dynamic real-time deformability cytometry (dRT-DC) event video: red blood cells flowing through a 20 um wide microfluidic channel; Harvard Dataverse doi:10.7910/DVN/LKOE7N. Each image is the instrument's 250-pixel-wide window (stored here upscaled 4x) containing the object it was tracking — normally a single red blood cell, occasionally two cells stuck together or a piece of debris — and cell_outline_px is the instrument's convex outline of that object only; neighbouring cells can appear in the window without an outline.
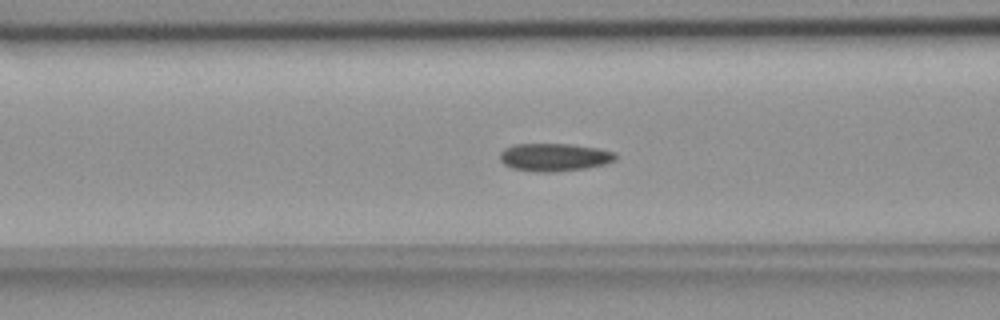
{"species": "common noctule bat (a hibernating species)", "species_latin": "Nyctalus noctula", "temperature_condition": "room temperature", "stored_images_in_passage": 44, "camera_frame_rate_fps": 3000, "um_per_image_px": 0.085, "animal": {"sex": "female", "body_mass_g": 18.4}, "frame": {"image": 1, "passage_image": 10, "time_ms": 3.0, "image_size_px": [1000, 320], "cell_outline_px": [[616, 160], [604, 164], [584, 168], [552, 172], [536, 172], [512, 168], [504, 164], [500, 160], [500, 152], [504, 148], [512, 144], [572, 144], [596, 148], [616, 152]], "centroid_in_image_um": [47.09, 13.35], "position_along_channel_um": 119.5, "area_um2": 18.79}}
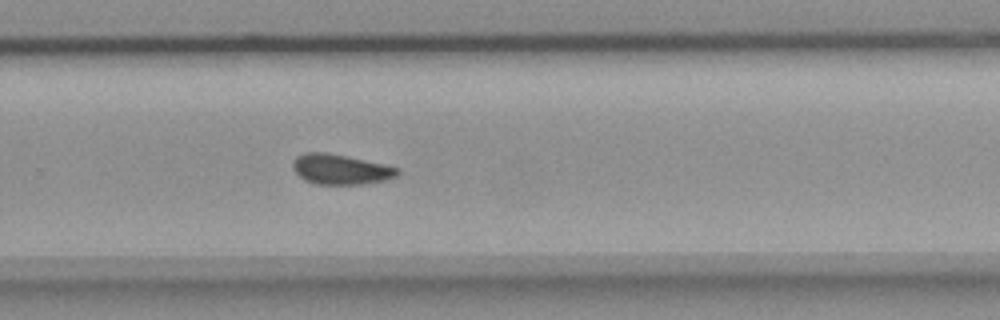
{"frame": {"image": 2, "passage_image": 25, "time_ms": 8.0, "image_size_px": [1000, 320], "cell_outline_px": [[400, 172], [396, 176], [384, 180], [364, 184], [316, 184], [304, 180], [296, 172], [292, 164], [296, 156], [304, 152], [328, 152], [348, 156], [384, 164], [400, 168]], "centroid_in_image_um": [28.95, 14.38], "position_along_channel_um": 300.8, "area_um2": 18.44}}
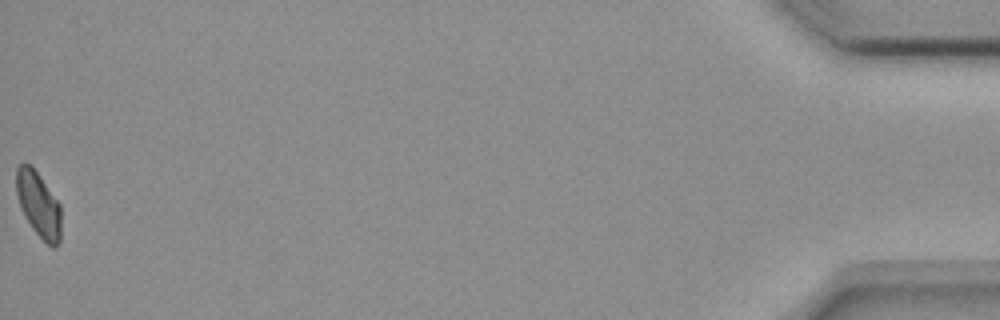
{"frame": {"image": 3, "passage_image": 44, "time_ms": 14.333, "image_size_px": [1000, 320], "cell_outline_px": [[60, 244], [56, 248], [52, 248], [32, 228], [24, 216], [20, 208], [16, 192], [16, 168], [24, 160], [32, 164], [60, 204]], "centroid_in_image_um": [3.26, 17.34], "position_along_channel_um": 431.9, "area_um2": 17.34}, "authors_computed_cell_mechanics": {"area_um2": 18.3804, "velocity_mm_per_s": 3.6362, "shape_relaxation_time_tau1_ms": null, "shape_relaxation_time_tau2_ms": 3.1332, "deformation_change_tau1": null, "deformation_change_tau2": 0.0741}}